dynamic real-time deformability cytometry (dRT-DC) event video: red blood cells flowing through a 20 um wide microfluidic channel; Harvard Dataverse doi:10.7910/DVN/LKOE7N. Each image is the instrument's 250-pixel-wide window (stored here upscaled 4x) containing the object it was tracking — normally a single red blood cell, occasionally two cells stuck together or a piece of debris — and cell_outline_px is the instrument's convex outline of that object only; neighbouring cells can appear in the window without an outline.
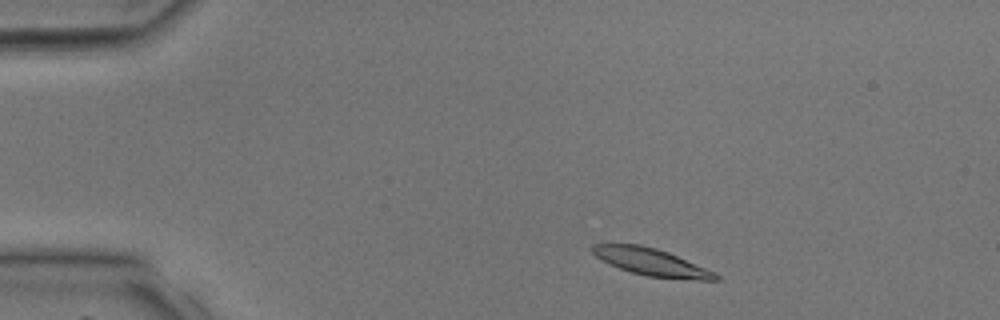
{"species": "common noctule bat (a hibernating species)", "species_latin": "Nyctalus noctula", "temperature_condition": "room temperature", "stored_images_in_passage": 34, "camera_frame_rate_fps": 3000, "um_per_image_px": 0.085, "animal": {"sex": "male", "body_mass_g": 17.9, "forearm_length_mm": 54.2}, "frame": {"image": 1, "passage_image": 2, "time_ms": 0.333, "image_size_px": [1000, 320], "cell_outline_px": [[720, 280], [700, 280], [648, 276], [632, 272], [620, 268], [596, 256], [592, 252], [592, 244], [640, 244], [656, 248], [668, 252], [716, 272], [720, 276]], "centroid_in_image_um": [55.42, 22.27], "position_along_channel_um": 29.6, "area_um2": 19.25}}
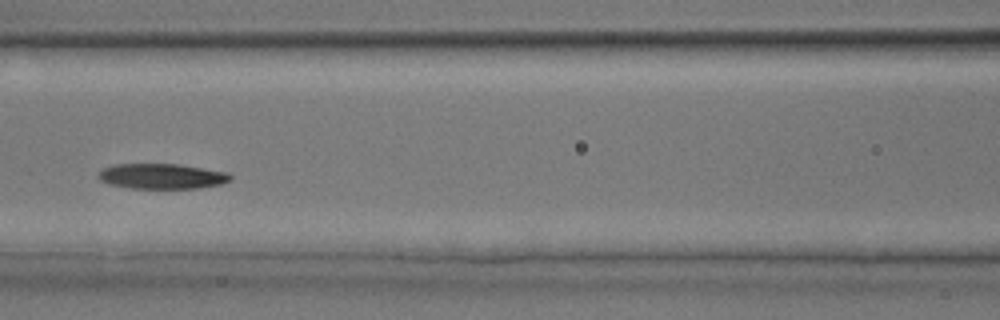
{"frame": {"image": 2, "passage_image": 13, "time_ms": 4.0, "image_size_px": [1000, 320], "cell_outline_px": [[232, 180], [220, 184], [200, 188], [132, 188], [108, 184], [100, 180], [96, 176], [104, 168], [112, 164], [180, 164], [228, 172], [232, 176]], "centroid_in_image_um": [13.77, 14.97], "position_along_channel_um": 152.8, "area_um2": 19.54}}
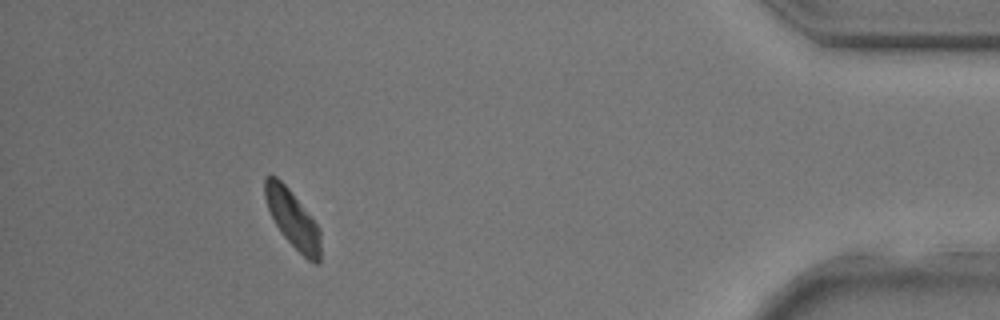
{"frame": {"image": 3, "passage_image": 31, "time_ms": 10.0, "image_size_px": [1000, 320], "cell_outline_px": [[320, 264], [316, 264], [308, 260], [284, 236], [276, 224], [268, 208], [264, 196], [264, 176], [276, 176], [288, 188], [320, 228]], "centroid_in_image_um": [24.88, 18.61], "position_along_channel_um": 410.3, "area_um2": 18.26}}